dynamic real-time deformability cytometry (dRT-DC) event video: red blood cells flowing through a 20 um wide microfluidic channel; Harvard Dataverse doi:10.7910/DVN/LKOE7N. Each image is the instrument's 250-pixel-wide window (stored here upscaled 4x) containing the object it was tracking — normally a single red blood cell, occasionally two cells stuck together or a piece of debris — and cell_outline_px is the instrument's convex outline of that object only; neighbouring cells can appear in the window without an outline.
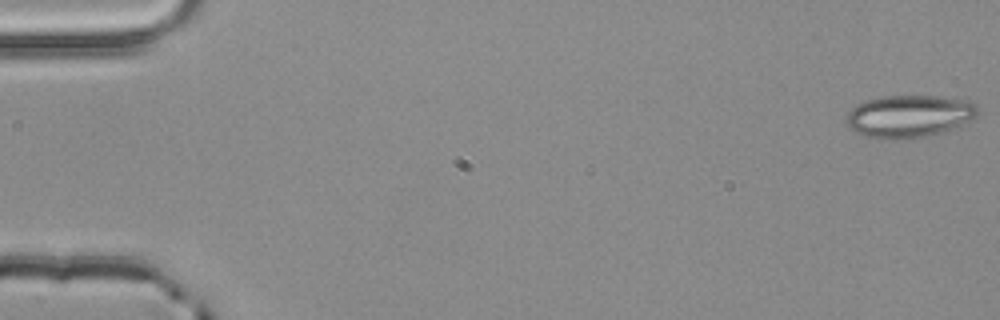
{"species": "common noctule bat (a hibernating species)", "species_latin": "Nyctalus noctula", "temperature_condition": "room temperature", "stored_images_in_passage": 9, "camera_frame_rate_fps": 3000, "um_per_image_px": 0.085, "animal": {"sex": "male", "body_mass_g": 20.4}, "frame": {"image": 1, "passage_image": 1, "time_ms": 0.0, "image_size_px": [1000, 320], "cell_outline_px": [[980, 108], [976, 116], [972, 120], [956, 128], [944, 132], [928, 136], [904, 140], [884, 140], [864, 136], [856, 132], [848, 124], [844, 116], [856, 104], [880, 96], [936, 96], [968, 100], [976, 104]], "centroid_in_image_um": [77.3, 9.9], "position_along_channel_um": 7.7, "area_um2": 33.12}}